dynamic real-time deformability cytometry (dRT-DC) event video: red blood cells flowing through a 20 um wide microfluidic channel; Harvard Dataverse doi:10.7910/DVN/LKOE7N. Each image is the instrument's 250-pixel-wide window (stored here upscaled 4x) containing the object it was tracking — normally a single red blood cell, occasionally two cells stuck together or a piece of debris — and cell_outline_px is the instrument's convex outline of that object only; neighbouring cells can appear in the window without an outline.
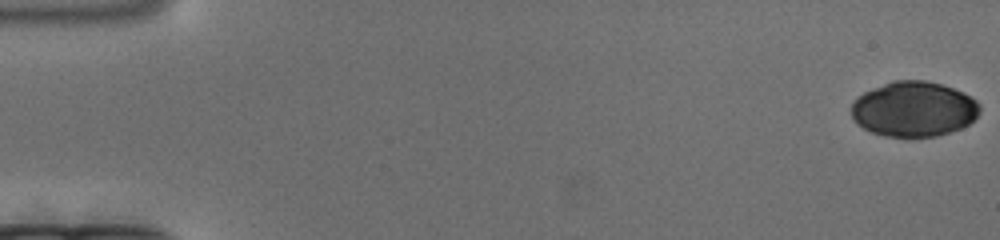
{"species": "human", "species_latin": "Homo sapiens", "temperature_condition": "cold", "stored_images_in_passage": 173, "camera_frame_rate_fps": 3000, "um_per_image_px": 0.085, "donor": {"sex": "female"}, "frame": {"image": 1, "passage_image": 1, "time_ms": 0.0, "image_size_px": [1000, 240], "cell_outline_px": [[980, 112], [968, 124], [960, 128], [936, 136], [908, 140], [884, 136], [872, 132], [856, 124], [852, 116], [852, 100], [864, 92], [872, 88], [892, 80], [924, 80], [940, 84], [964, 92], [976, 100], [980, 104]], "centroid_in_image_um": [77.65, 9.3], "position_along_channel_um": 7.4, "area_um2": 41.96}}
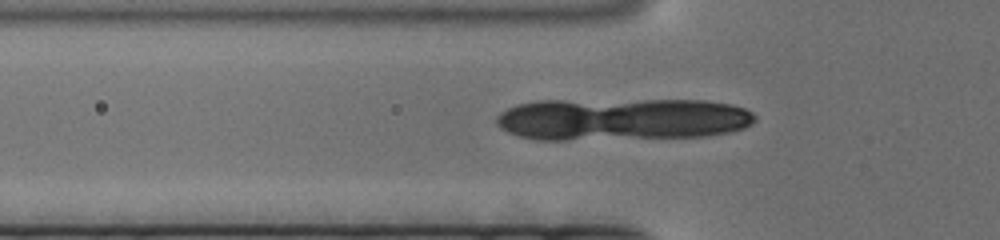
{"frame": {"image": 2, "passage_image": 59, "time_ms": 19.333, "image_size_px": [1000, 240], "cell_outline_px": [[756, 120], [752, 124], [744, 128], [728, 132], [704, 136], [564, 140], [536, 140], [520, 136], [508, 132], [500, 128], [496, 124], [496, 116], [500, 112], [516, 104], [536, 100], [704, 100], [732, 104], [744, 108], [752, 112], [756, 116]], "centroid_in_image_um": [52.85, 10.12], "position_along_channel_um": 73.0, "area_um2": 64.33}}
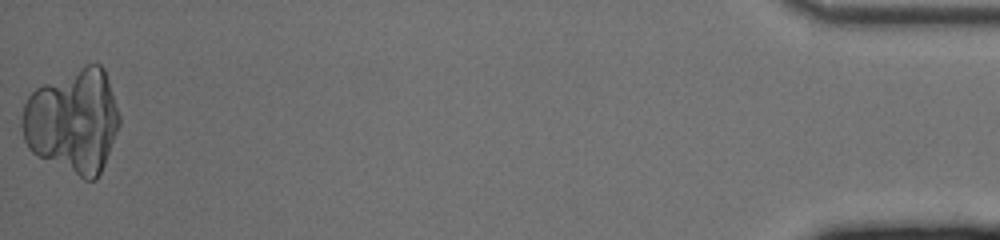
{"frame": {"image": 3, "passage_image": 173, "time_ms": 57.333, "image_size_px": [1000, 240], "cell_outline_px": [[120, 124], [104, 164], [96, 180], [84, 180], [36, 156], [28, 148], [24, 140], [20, 124], [20, 116], [24, 104], [28, 96], [36, 88], [84, 64], [100, 64], [104, 68], [120, 116]], "centroid_in_image_um": [6.17, 10.3], "position_along_channel_um": 429.0, "area_um2": 59.53}}